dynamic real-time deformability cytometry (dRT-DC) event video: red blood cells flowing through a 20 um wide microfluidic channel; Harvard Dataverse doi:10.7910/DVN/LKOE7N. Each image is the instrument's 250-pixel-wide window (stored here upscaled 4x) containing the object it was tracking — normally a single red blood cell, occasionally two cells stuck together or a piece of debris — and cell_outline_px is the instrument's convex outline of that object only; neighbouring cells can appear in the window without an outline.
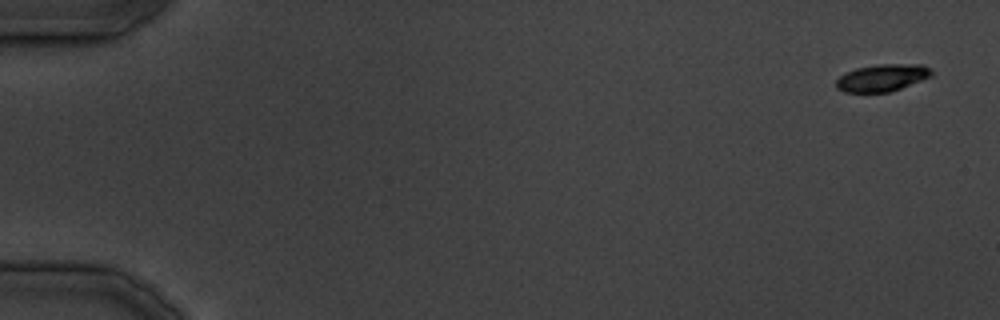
{"species": "common noctule bat (a hibernating species)", "species_latin": "Nyctalus noctula", "temperature_condition": "cold", "stored_images_in_passage": 38, "segment_of_instrument_passage": [1, 2], "camera_frame_rate_fps": 3000, "um_per_image_px": 0.085, "animal": {"sex": "male", "body_mass_g": 19.5, "forearm_length_mm": 54.6}, "frame": {"image": 1, "passage_image": 1, "time_ms": 0.0, "image_size_px": [1000, 320], "cell_outline_px": [[932, 76], [900, 88], [888, 92], [844, 92], [836, 88], [836, 80], [844, 72], [856, 68], [880, 64], [924, 64], [932, 68]], "centroid_in_image_um": [74.98, 6.6], "position_along_channel_um": 10.0, "area_um2": 15.14}}
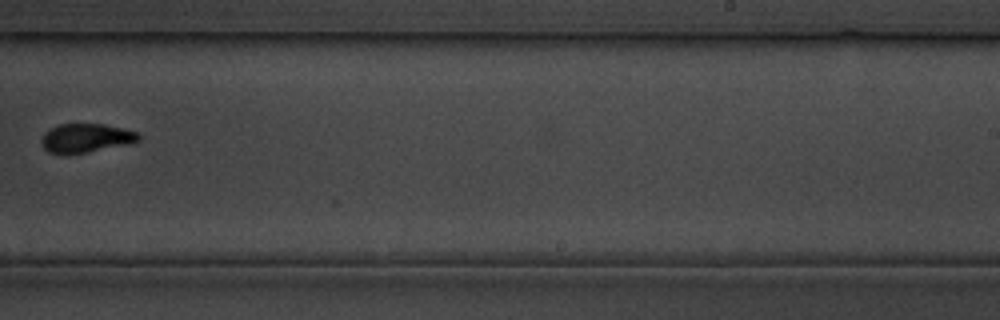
{"frame": {"image": 2, "passage_image": 24, "time_ms": 28.333, "image_size_px": [1000, 320], "cell_outline_px": [[140, 140], [132, 144], [68, 156], [64, 156], [48, 152], [44, 148], [40, 140], [44, 132], [60, 124], [104, 124], [136, 132], [140, 136]], "centroid_in_image_um": [7.28, 11.78], "position_along_channel_um": 281.7, "area_um2": 16.76}}
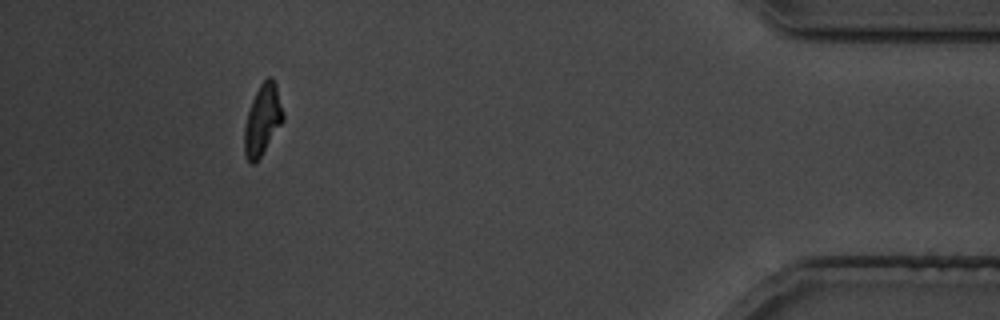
{"frame": {"image": 3, "passage_image": 34, "time_ms": 40.667, "image_size_px": [1000, 320], "cell_outline_px": [[284, 120], [260, 156], [252, 164], [248, 160], [244, 152], [244, 128], [248, 112], [252, 100], [260, 84], [268, 76], [272, 76], [276, 84], [284, 112]], "centroid_in_image_um": [22.33, 10.14], "position_along_channel_um": 412.9, "area_um2": 15.72}}